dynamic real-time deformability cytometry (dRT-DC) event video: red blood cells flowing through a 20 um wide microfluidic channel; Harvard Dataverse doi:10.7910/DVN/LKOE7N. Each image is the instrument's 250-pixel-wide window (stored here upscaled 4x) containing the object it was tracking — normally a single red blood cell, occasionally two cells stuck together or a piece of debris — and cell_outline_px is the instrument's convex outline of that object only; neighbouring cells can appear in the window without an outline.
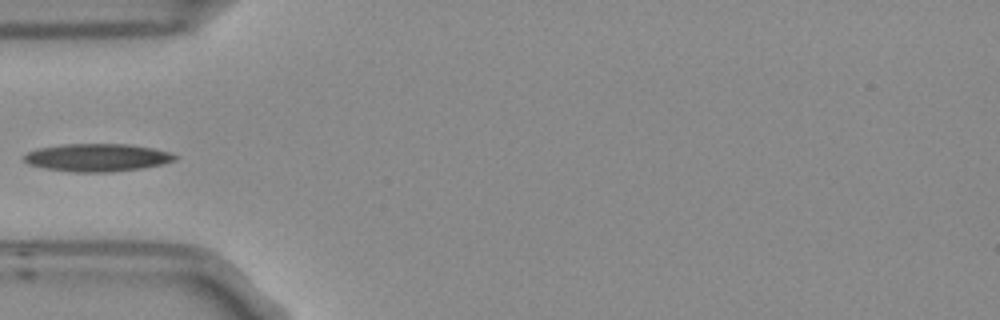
{"species": "Egyptian fruit bat (a non-hibernating species)", "species_latin": "Rousettus aegyptiacus", "temperature_condition": "room temperature", "stored_images_in_passage": 4, "camera_frame_rate_fps": 3000, "um_per_image_px": 0.085, "frame": {"image": 1, "passage_image": 4, "time_ms": 1.0, "image_size_px": [1000, 320], "cell_outline_px": [[180, 156], [176, 160], [160, 164], [140, 168], [108, 172], [72, 172], [44, 168], [28, 164], [24, 160], [24, 156], [28, 152], [36, 148], [64, 144], [128, 144], [152, 148], [168, 152]], "centroid_in_image_um": [8.24, 13.39], "position_along_channel_um": 76.8, "area_um2": 24.33}}